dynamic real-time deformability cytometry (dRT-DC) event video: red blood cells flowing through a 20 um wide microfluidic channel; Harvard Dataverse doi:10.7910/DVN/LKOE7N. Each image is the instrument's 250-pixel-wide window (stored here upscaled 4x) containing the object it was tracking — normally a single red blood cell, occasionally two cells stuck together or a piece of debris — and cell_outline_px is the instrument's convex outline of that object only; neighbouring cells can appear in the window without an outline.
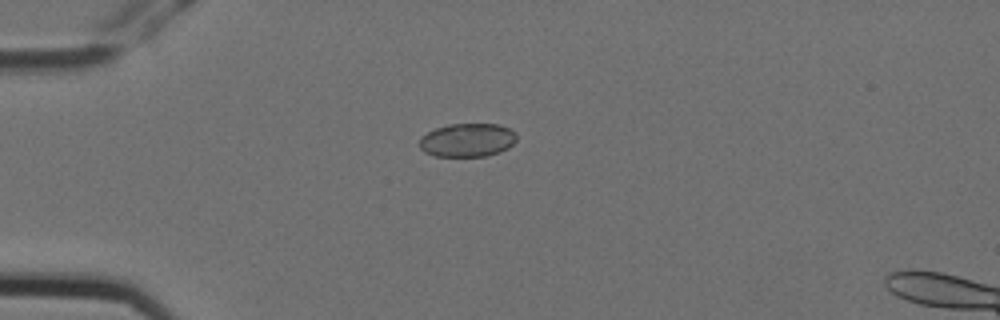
{"species": "Egyptian fruit bat (a non-hibernating species)", "species_latin": "Rousettus aegyptiacus", "temperature_condition": "cold", "stored_images_in_passage": 6, "camera_frame_rate_fps": 3000, "um_per_image_px": 0.085, "animal": {"sex": "female"}, "frame": {"image": 1, "passage_image": 2, "time_ms": 0.333, "image_size_px": [1000, 320], "cell_outline_px": [[516, 140], [508, 148], [500, 152], [484, 156], [436, 156], [424, 152], [420, 148], [420, 136], [436, 128], [448, 124], [500, 124], [516, 132]], "centroid_in_image_um": [39.73, 11.9], "position_along_channel_um": 45.3, "area_um2": 19.02}}
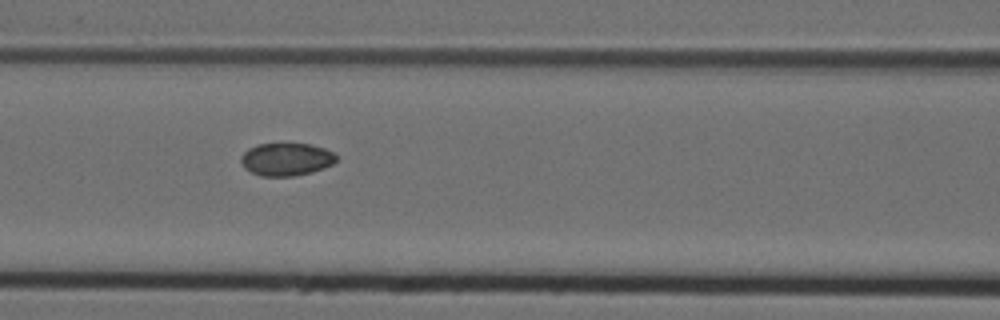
{"frame": {"image": 2, "passage_image": 5, "time_ms": 1.333, "image_size_px": [1000, 320], "cell_outline_px": [[336, 160], [332, 164], [324, 168], [312, 172], [292, 176], [260, 176], [244, 168], [240, 160], [240, 156], [248, 148], [256, 144], [312, 144], [324, 148], [332, 152], [336, 156]], "centroid_in_image_um": [24.31, 13.54], "position_along_channel_um": 142.3, "area_um2": 18.21}}
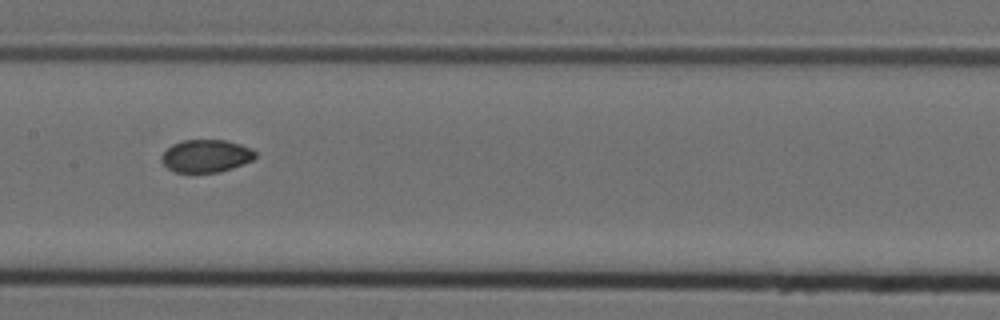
{"frame": {"image": 3, "passage_image": 6, "time_ms": 1.667, "image_size_px": [1000, 320], "cell_outline_px": [[256, 156], [252, 160], [232, 168], [220, 172], [172, 172], [160, 160], [160, 156], [172, 144], [184, 140], [228, 140], [252, 148], [256, 152]], "centroid_in_image_um": [17.51, 13.25], "position_along_channel_um": 189.9, "area_um2": 17.92}}